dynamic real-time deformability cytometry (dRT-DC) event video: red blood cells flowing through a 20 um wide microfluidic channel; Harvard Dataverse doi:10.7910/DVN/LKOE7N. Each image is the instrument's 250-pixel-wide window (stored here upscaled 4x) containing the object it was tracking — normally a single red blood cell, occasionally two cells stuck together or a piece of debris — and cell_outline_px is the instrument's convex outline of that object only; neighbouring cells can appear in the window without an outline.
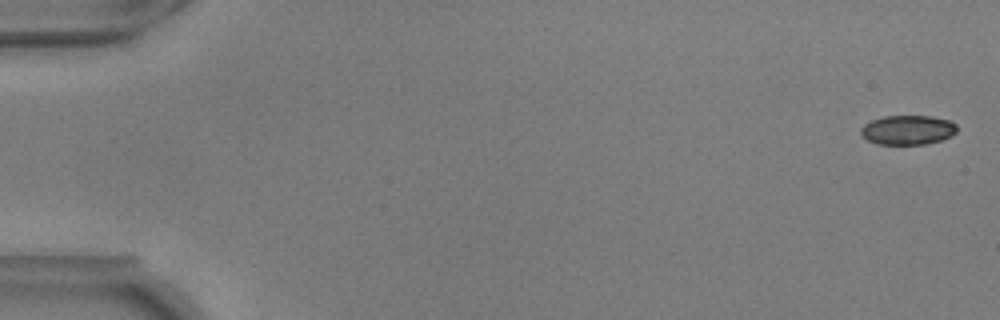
{"species": "common noctule bat (a hibernating species)", "species_latin": "Nyctalus noctula", "temperature_condition": "warm", "stored_images_in_passage": 55, "camera_frame_rate_fps": 3000, "um_per_image_px": 0.085, "animal": {"sex": "male", "body_mass_g": 17.9, "forearm_length_mm": 54.2}, "frame": {"image": 1, "passage_image": 1, "time_ms": 0.0, "image_size_px": [1000, 320], "cell_outline_px": [[956, 132], [952, 136], [940, 140], [924, 144], [876, 144], [868, 140], [860, 132], [860, 128], [864, 124], [872, 120], [884, 116], [932, 116], [948, 120], [956, 124]], "centroid_in_image_um": [77.15, 11.04], "position_along_channel_um": 7.8, "area_um2": 16.42}}
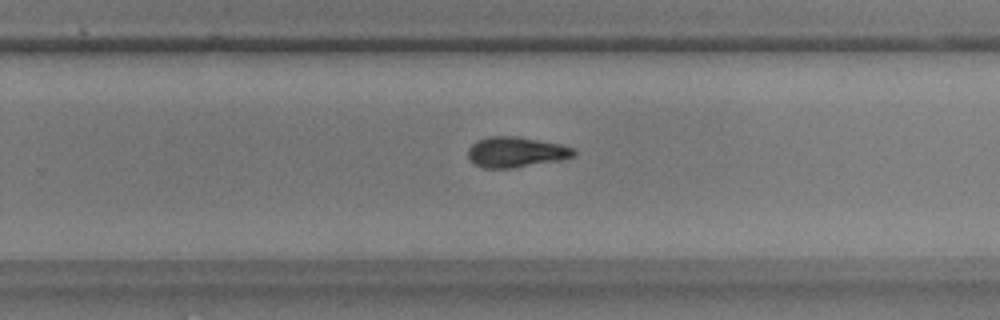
{"frame": {"image": 2, "passage_image": 36, "time_ms": 11.667, "image_size_px": [1000, 320], "cell_outline_px": [[576, 156], [564, 160], [512, 168], [484, 168], [468, 160], [468, 148], [472, 144], [488, 136], [516, 136], [560, 144], [576, 148]], "centroid_in_image_um": [43.9, 12.93], "position_along_channel_um": 285.9, "area_um2": 18.96}}
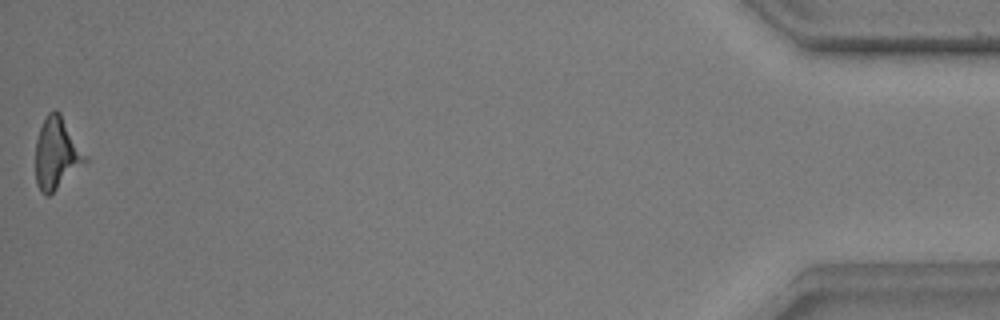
{"frame": {"image": 3, "passage_image": 55, "time_ms": 18.0, "image_size_px": [1000, 320], "cell_outline_px": [[88, 160], [48, 196], [44, 196], [40, 192], [36, 184], [36, 140], [40, 128], [48, 112], [56, 108], [60, 112], [88, 156]], "centroid_in_image_um": [4.82, 13.02], "position_along_channel_um": 430.4, "area_um2": 20.69}, "authors_computed_cell_mechanics": {"area_um2": 19.074, "velocity_mm_per_s": 3.699, "shape_relaxation_time_tau1_ms": 3.2576, "shape_relaxation_time_tau2_ms": 7.4725, "deformation_change_tau1": 0.1438, "deformation_change_tau2": 0.161}}